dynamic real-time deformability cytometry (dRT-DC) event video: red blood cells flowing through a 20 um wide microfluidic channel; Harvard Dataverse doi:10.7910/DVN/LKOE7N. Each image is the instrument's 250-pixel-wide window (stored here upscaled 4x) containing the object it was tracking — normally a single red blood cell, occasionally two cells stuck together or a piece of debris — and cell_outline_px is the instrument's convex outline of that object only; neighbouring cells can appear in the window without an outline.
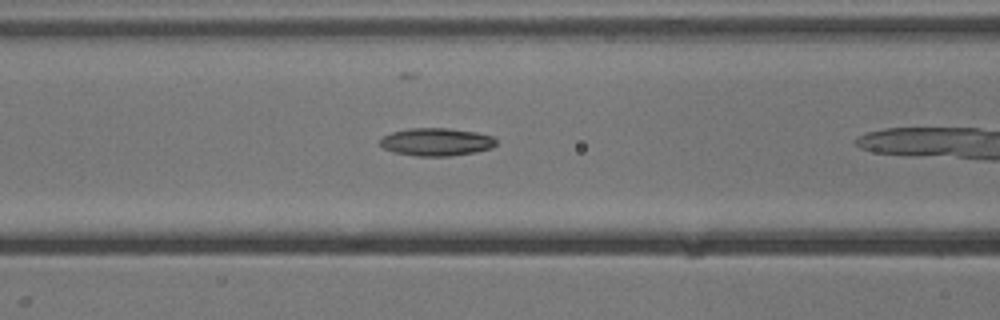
{"species": "common noctule bat (a hibernating species)", "species_latin": "Nyctalus noctula", "temperature_condition": "cold", "stored_images_in_passage": 9, "camera_frame_rate_fps": 3000, "um_per_image_px": 0.085, "animal": {"sex": "male", "body_mass_g": 13.3}, "frame": {"image": 1, "passage_image": 8, "time_ms": 2.333, "image_size_px": [1000, 320], "cell_outline_px": [[496, 144], [492, 148], [476, 152], [452, 156], [416, 156], [392, 152], [384, 148], [380, 144], [380, 140], [384, 136], [392, 132], [408, 128], [448, 128], [476, 132], [492, 136], [496, 140]], "centroid_in_image_um": [37.1, 12.07], "position_along_channel_um": 129.5, "area_um2": 18.9}}